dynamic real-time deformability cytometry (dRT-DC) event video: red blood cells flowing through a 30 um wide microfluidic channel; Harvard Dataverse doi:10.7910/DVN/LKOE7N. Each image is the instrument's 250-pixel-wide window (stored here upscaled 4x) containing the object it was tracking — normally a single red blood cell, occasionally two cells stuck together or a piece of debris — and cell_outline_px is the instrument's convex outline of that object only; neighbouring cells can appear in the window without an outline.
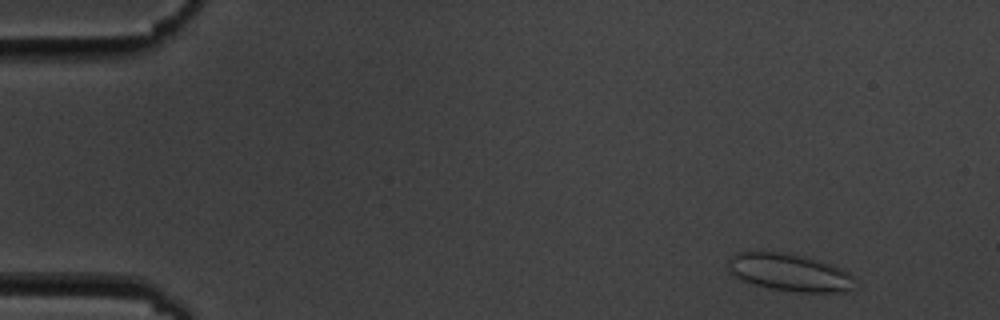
{"species": "common noctule bat (a hibernating species)", "species_latin": "Nyctalus noctula", "temperature_condition": "cold", "stored_images_in_passage": 6, "segment_of_instrument_passage": [2, 2], "camera_frame_rate_fps": 3000, "um_per_image_px": 0.085, "animal": {"sex": "male", "body_mass_g": 19.5, "forearm_length_mm": 54.6}, "frame": {"image": 1, "passage_image": 6, "time_ms": 6.667, "image_size_px": [1000, 320], "cell_outline_px": [[860, 284], [856, 288], [848, 292], [800, 292], [768, 288], [740, 280], [728, 272], [728, 256], [736, 252], [776, 252], [804, 256], [820, 260], [832, 264], [848, 272]], "centroid_in_image_um": [67.14, 23.17], "position_along_channel_um": 17.9, "area_um2": 28.21}}